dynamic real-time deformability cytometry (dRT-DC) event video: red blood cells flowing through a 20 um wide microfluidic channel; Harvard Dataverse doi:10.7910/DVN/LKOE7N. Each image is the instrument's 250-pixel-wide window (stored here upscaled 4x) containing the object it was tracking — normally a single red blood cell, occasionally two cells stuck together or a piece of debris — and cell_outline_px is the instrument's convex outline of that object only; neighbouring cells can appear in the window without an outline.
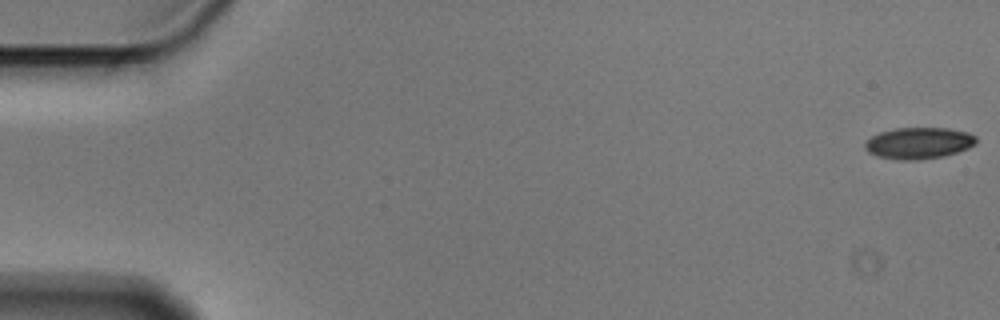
{"species": "Egyptian fruit bat (a non-hibernating species)", "species_latin": "Rousettus aegyptiacus", "temperature_condition": "cold", "stored_images_in_passage": 11, "camera_frame_rate_fps": 3000, "um_per_image_px": 0.085, "animal": {"sex": "male"}, "frame": {"image": 1, "passage_image": 1, "time_ms": 0.0, "image_size_px": [1000, 320], "cell_outline_px": [[976, 144], [968, 148], [944, 156], [920, 160], [896, 160], [876, 156], [868, 152], [864, 148], [864, 144], [872, 136], [880, 132], [896, 128], [948, 128], [968, 132], [976, 136]], "centroid_in_image_um": [78.09, 12.17], "position_along_channel_um": 6.9, "area_um2": 20.52}}
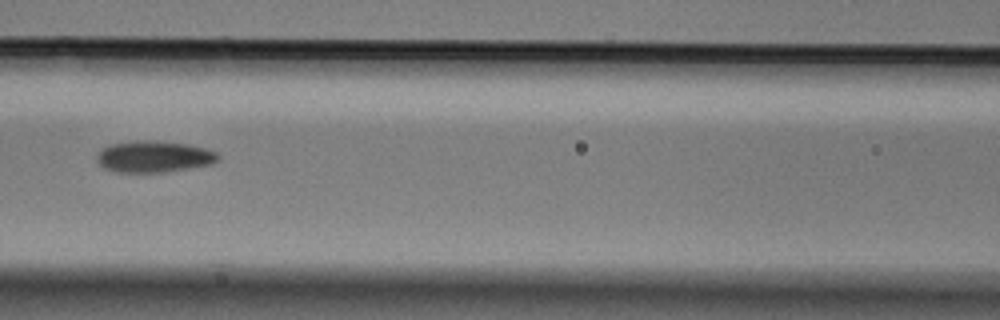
{"frame": {"image": 2, "passage_image": 7, "time_ms": 2.0, "image_size_px": [1000, 320], "cell_outline_px": [[220, 156], [212, 164], [160, 172], [116, 172], [104, 168], [96, 160], [96, 156], [104, 148], [112, 144], [136, 140], [152, 140], [188, 144], [204, 148], [216, 152]], "centroid_in_image_um": [13.06, 13.3], "position_along_channel_um": 153.5, "area_um2": 21.96}}
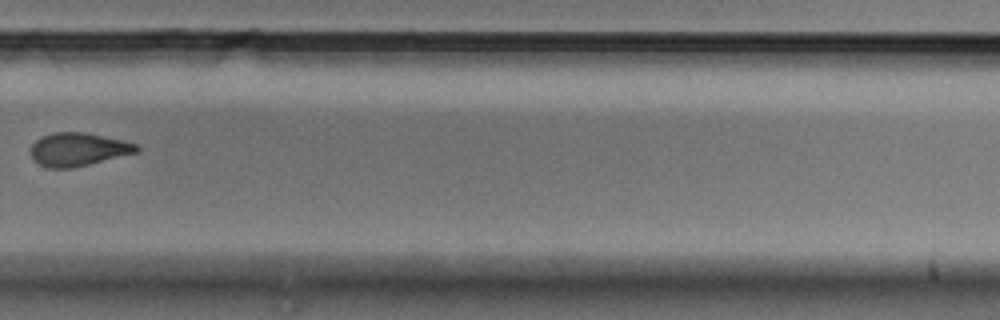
{"frame": {"image": 3, "passage_image": 11, "time_ms": 3.333, "image_size_px": [1000, 320], "cell_outline_px": [[140, 152], [72, 168], [48, 168], [32, 160], [28, 152], [32, 144], [36, 140], [44, 136], [56, 132], [80, 132], [120, 140], [136, 144], [140, 148]], "centroid_in_image_um": [6.6, 12.72], "position_along_channel_um": 323.2, "area_um2": 20.4}}